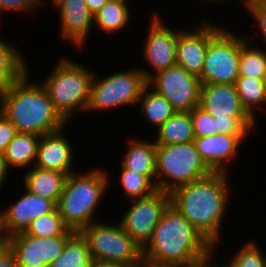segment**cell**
I'll return each mask as SVG.
<instances>
[{"label":"cell","instance_id":"6da1fadb","mask_svg":"<svg viewBox=\"0 0 266 267\" xmlns=\"http://www.w3.org/2000/svg\"><path fill=\"white\" fill-rule=\"evenodd\" d=\"M228 173L213 172L170 193L171 204L216 249L227 211Z\"/></svg>","mask_w":266,"mask_h":267},{"label":"cell","instance_id":"7a4b0ae2","mask_svg":"<svg viewBox=\"0 0 266 267\" xmlns=\"http://www.w3.org/2000/svg\"><path fill=\"white\" fill-rule=\"evenodd\" d=\"M28 76L27 72L0 91V111L20 133L43 136L64 128L68 122L55 109L46 89L39 82H29Z\"/></svg>","mask_w":266,"mask_h":267},{"label":"cell","instance_id":"3957f363","mask_svg":"<svg viewBox=\"0 0 266 267\" xmlns=\"http://www.w3.org/2000/svg\"><path fill=\"white\" fill-rule=\"evenodd\" d=\"M214 246L171 203L164 210L142 256L182 266L207 256Z\"/></svg>","mask_w":266,"mask_h":267},{"label":"cell","instance_id":"277c9868","mask_svg":"<svg viewBox=\"0 0 266 267\" xmlns=\"http://www.w3.org/2000/svg\"><path fill=\"white\" fill-rule=\"evenodd\" d=\"M109 177L106 170L98 167L67 176L57 208L70 230L80 232L97 221L96 209L110 187Z\"/></svg>","mask_w":266,"mask_h":267},{"label":"cell","instance_id":"5b68a950","mask_svg":"<svg viewBox=\"0 0 266 267\" xmlns=\"http://www.w3.org/2000/svg\"><path fill=\"white\" fill-rule=\"evenodd\" d=\"M40 83L59 114L68 122L74 113L87 110L94 72L66 56Z\"/></svg>","mask_w":266,"mask_h":267},{"label":"cell","instance_id":"8992f818","mask_svg":"<svg viewBox=\"0 0 266 267\" xmlns=\"http://www.w3.org/2000/svg\"><path fill=\"white\" fill-rule=\"evenodd\" d=\"M213 171L204 162L193 141L171 145H157L156 189L172 193Z\"/></svg>","mask_w":266,"mask_h":267},{"label":"cell","instance_id":"52a82bcc","mask_svg":"<svg viewBox=\"0 0 266 267\" xmlns=\"http://www.w3.org/2000/svg\"><path fill=\"white\" fill-rule=\"evenodd\" d=\"M90 85V100L87 112L117 109L125 105L138 104L143 88L148 84L140 67L96 79Z\"/></svg>","mask_w":266,"mask_h":267},{"label":"cell","instance_id":"ba28073f","mask_svg":"<svg viewBox=\"0 0 266 267\" xmlns=\"http://www.w3.org/2000/svg\"><path fill=\"white\" fill-rule=\"evenodd\" d=\"M111 225L96 221L80 231L87 240L91 259L136 266L142 257V248L119 222Z\"/></svg>","mask_w":266,"mask_h":267},{"label":"cell","instance_id":"9c48e42d","mask_svg":"<svg viewBox=\"0 0 266 267\" xmlns=\"http://www.w3.org/2000/svg\"><path fill=\"white\" fill-rule=\"evenodd\" d=\"M240 34L222 27L210 38L205 56L202 84H234L239 77Z\"/></svg>","mask_w":266,"mask_h":267},{"label":"cell","instance_id":"30bf717a","mask_svg":"<svg viewBox=\"0 0 266 267\" xmlns=\"http://www.w3.org/2000/svg\"><path fill=\"white\" fill-rule=\"evenodd\" d=\"M147 83L164 96L176 112H190L199 106L202 85L199 77L177 64L157 72Z\"/></svg>","mask_w":266,"mask_h":267},{"label":"cell","instance_id":"8fae6325","mask_svg":"<svg viewBox=\"0 0 266 267\" xmlns=\"http://www.w3.org/2000/svg\"><path fill=\"white\" fill-rule=\"evenodd\" d=\"M130 201H133L132 206L125 211L119 223L143 249L150 241L164 210L171 203V197L169 193L157 189L147 197Z\"/></svg>","mask_w":266,"mask_h":267},{"label":"cell","instance_id":"7c38bea8","mask_svg":"<svg viewBox=\"0 0 266 267\" xmlns=\"http://www.w3.org/2000/svg\"><path fill=\"white\" fill-rule=\"evenodd\" d=\"M158 14L151 16L153 19L150 21L148 36L143 44V58L146 62L148 61L147 65L153 68V72L140 68L147 81L157 72L176 64V43L179 30L174 31L167 26Z\"/></svg>","mask_w":266,"mask_h":267},{"label":"cell","instance_id":"4fadbf2b","mask_svg":"<svg viewBox=\"0 0 266 267\" xmlns=\"http://www.w3.org/2000/svg\"><path fill=\"white\" fill-rule=\"evenodd\" d=\"M70 236L34 237L19 232L6 238L16 256L17 267H49L62 253Z\"/></svg>","mask_w":266,"mask_h":267},{"label":"cell","instance_id":"5bb4252c","mask_svg":"<svg viewBox=\"0 0 266 267\" xmlns=\"http://www.w3.org/2000/svg\"><path fill=\"white\" fill-rule=\"evenodd\" d=\"M204 21L196 29H180L176 43V64L197 77L202 75L210 38L221 28L213 22Z\"/></svg>","mask_w":266,"mask_h":267},{"label":"cell","instance_id":"9a60e30c","mask_svg":"<svg viewBox=\"0 0 266 267\" xmlns=\"http://www.w3.org/2000/svg\"><path fill=\"white\" fill-rule=\"evenodd\" d=\"M16 201L5 210L1 209L2 229L6 238L24 232L32 221L57 208L53 200L35 195L28 190Z\"/></svg>","mask_w":266,"mask_h":267},{"label":"cell","instance_id":"2e32d148","mask_svg":"<svg viewBox=\"0 0 266 267\" xmlns=\"http://www.w3.org/2000/svg\"><path fill=\"white\" fill-rule=\"evenodd\" d=\"M62 128L40 137L34 166L44 170L66 172L73 171L74 150ZM72 167V168H71ZM72 169V170H71Z\"/></svg>","mask_w":266,"mask_h":267},{"label":"cell","instance_id":"e0dca14e","mask_svg":"<svg viewBox=\"0 0 266 267\" xmlns=\"http://www.w3.org/2000/svg\"><path fill=\"white\" fill-rule=\"evenodd\" d=\"M55 7L59 10L61 38L79 49L85 46L94 24L93 14L89 11L86 1L61 0Z\"/></svg>","mask_w":266,"mask_h":267},{"label":"cell","instance_id":"ac0fdd59","mask_svg":"<svg viewBox=\"0 0 266 267\" xmlns=\"http://www.w3.org/2000/svg\"><path fill=\"white\" fill-rule=\"evenodd\" d=\"M199 107L213 117H251L242 107L234 84H202Z\"/></svg>","mask_w":266,"mask_h":267},{"label":"cell","instance_id":"d6986e66","mask_svg":"<svg viewBox=\"0 0 266 267\" xmlns=\"http://www.w3.org/2000/svg\"><path fill=\"white\" fill-rule=\"evenodd\" d=\"M195 146L204 162L213 172L229 173L228 164L233 160L241 146V140L235 135L213 134L195 137Z\"/></svg>","mask_w":266,"mask_h":267},{"label":"cell","instance_id":"ffe728a7","mask_svg":"<svg viewBox=\"0 0 266 267\" xmlns=\"http://www.w3.org/2000/svg\"><path fill=\"white\" fill-rule=\"evenodd\" d=\"M30 169V170H29ZM23 176L25 190L58 204L68 174L33 166Z\"/></svg>","mask_w":266,"mask_h":267},{"label":"cell","instance_id":"44dd1931","mask_svg":"<svg viewBox=\"0 0 266 267\" xmlns=\"http://www.w3.org/2000/svg\"><path fill=\"white\" fill-rule=\"evenodd\" d=\"M129 142L124 158L120 164L125 169H130L145 175L155 185L156 150L157 145L152 140H138Z\"/></svg>","mask_w":266,"mask_h":267},{"label":"cell","instance_id":"7402d4cb","mask_svg":"<svg viewBox=\"0 0 266 267\" xmlns=\"http://www.w3.org/2000/svg\"><path fill=\"white\" fill-rule=\"evenodd\" d=\"M41 136L18 132L7 145L3 158L7 169L33 167ZM32 165V166H31Z\"/></svg>","mask_w":266,"mask_h":267},{"label":"cell","instance_id":"603a6c76","mask_svg":"<svg viewBox=\"0 0 266 267\" xmlns=\"http://www.w3.org/2000/svg\"><path fill=\"white\" fill-rule=\"evenodd\" d=\"M157 130L156 145L188 143L195 139L190 112H175Z\"/></svg>","mask_w":266,"mask_h":267},{"label":"cell","instance_id":"cb8c5ba5","mask_svg":"<svg viewBox=\"0 0 266 267\" xmlns=\"http://www.w3.org/2000/svg\"><path fill=\"white\" fill-rule=\"evenodd\" d=\"M0 37V91L20 80L27 72V62L20 50Z\"/></svg>","mask_w":266,"mask_h":267},{"label":"cell","instance_id":"d4e9b609","mask_svg":"<svg viewBox=\"0 0 266 267\" xmlns=\"http://www.w3.org/2000/svg\"><path fill=\"white\" fill-rule=\"evenodd\" d=\"M127 0H109L93 15V22L106 34H114L125 29L130 20V7Z\"/></svg>","mask_w":266,"mask_h":267},{"label":"cell","instance_id":"484cf974","mask_svg":"<svg viewBox=\"0 0 266 267\" xmlns=\"http://www.w3.org/2000/svg\"><path fill=\"white\" fill-rule=\"evenodd\" d=\"M139 102L141 104L140 113L143 114L148 123L150 122L156 128H159L176 112L170 102L148 84L143 88Z\"/></svg>","mask_w":266,"mask_h":267},{"label":"cell","instance_id":"4316f807","mask_svg":"<svg viewBox=\"0 0 266 267\" xmlns=\"http://www.w3.org/2000/svg\"><path fill=\"white\" fill-rule=\"evenodd\" d=\"M91 256L86 238L75 231L66 241L62 253L49 267H91Z\"/></svg>","mask_w":266,"mask_h":267},{"label":"cell","instance_id":"83f0119b","mask_svg":"<svg viewBox=\"0 0 266 267\" xmlns=\"http://www.w3.org/2000/svg\"><path fill=\"white\" fill-rule=\"evenodd\" d=\"M246 39L241 36L239 77L264 79L266 77V51L261 48L256 49L255 46L252 48L249 39Z\"/></svg>","mask_w":266,"mask_h":267},{"label":"cell","instance_id":"f1b7e54d","mask_svg":"<svg viewBox=\"0 0 266 267\" xmlns=\"http://www.w3.org/2000/svg\"><path fill=\"white\" fill-rule=\"evenodd\" d=\"M242 107L255 119V109L265 105L263 79L238 77L235 83ZM255 112V113H254Z\"/></svg>","mask_w":266,"mask_h":267},{"label":"cell","instance_id":"f546056e","mask_svg":"<svg viewBox=\"0 0 266 267\" xmlns=\"http://www.w3.org/2000/svg\"><path fill=\"white\" fill-rule=\"evenodd\" d=\"M74 232L64 223L58 208L48 214L39 216L24 231L25 234L41 238L71 236Z\"/></svg>","mask_w":266,"mask_h":267},{"label":"cell","instance_id":"4dcf8cb0","mask_svg":"<svg viewBox=\"0 0 266 267\" xmlns=\"http://www.w3.org/2000/svg\"><path fill=\"white\" fill-rule=\"evenodd\" d=\"M119 184L124 190V198L131 200L147 197L157 190L156 186L145 175L125 169L122 165Z\"/></svg>","mask_w":266,"mask_h":267},{"label":"cell","instance_id":"1f68e13d","mask_svg":"<svg viewBox=\"0 0 266 267\" xmlns=\"http://www.w3.org/2000/svg\"><path fill=\"white\" fill-rule=\"evenodd\" d=\"M256 120L252 117H228L227 118H218L215 117V131L218 134H228L235 135L241 141H243L250 130H257Z\"/></svg>","mask_w":266,"mask_h":267},{"label":"cell","instance_id":"d6a6232c","mask_svg":"<svg viewBox=\"0 0 266 267\" xmlns=\"http://www.w3.org/2000/svg\"><path fill=\"white\" fill-rule=\"evenodd\" d=\"M254 241L247 242L224 267H266L264 254ZM264 254V255H263Z\"/></svg>","mask_w":266,"mask_h":267},{"label":"cell","instance_id":"836d02e7","mask_svg":"<svg viewBox=\"0 0 266 267\" xmlns=\"http://www.w3.org/2000/svg\"><path fill=\"white\" fill-rule=\"evenodd\" d=\"M193 122V131L195 137H205L216 134L215 117L197 106L190 111Z\"/></svg>","mask_w":266,"mask_h":267},{"label":"cell","instance_id":"e575fe53","mask_svg":"<svg viewBox=\"0 0 266 267\" xmlns=\"http://www.w3.org/2000/svg\"><path fill=\"white\" fill-rule=\"evenodd\" d=\"M245 9L249 11L252 17L256 20V24L259 26L260 34L265 40L266 44V0H243Z\"/></svg>","mask_w":266,"mask_h":267},{"label":"cell","instance_id":"d590c367","mask_svg":"<svg viewBox=\"0 0 266 267\" xmlns=\"http://www.w3.org/2000/svg\"><path fill=\"white\" fill-rule=\"evenodd\" d=\"M43 3V0H0V12H31Z\"/></svg>","mask_w":266,"mask_h":267},{"label":"cell","instance_id":"8d00e7d4","mask_svg":"<svg viewBox=\"0 0 266 267\" xmlns=\"http://www.w3.org/2000/svg\"><path fill=\"white\" fill-rule=\"evenodd\" d=\"M17 133L15 126L0 111V154L3 155L7 145L13 140Z\"/></svg>","mask_w":266,"mask_h":267},{"label":"cell","instance_id":"74e56055","mask_svg":"<svg viewBox=\"0 0 266 267\" xmlns=\"http://www.w3.org/2000/svg\"><path fill=\"white\" fill-rule=\"evenodd\" d=\"M0 267H17L16 256L8 245L0 251Z\"/></svg>","mask_w":266,"mask_h":267},{"label":"cell","instance_id":"f35d334b","mask_svg":"<svg viewBox=\"0 0 266 267\" xmlns=\"http://www.w3.org/2000/svg\"><path fill=\"white\" fill-rule=\"evenodd\" d=\"M213 255L214 254H213V251H212L207 256H205V257H203L201 259H198L197 261H194L192 263L185 264V265H182V266H178V267H224L223 263L221 265L219 263L216 265L213 261L211 262V260H215V259H213Z\"/></svg>","mask_w":266,"mask_h":267},{"label":"cell","instance_id":"ab89813d","mask_svg":"<svg viewBox=\"0 0 266 267\" xmlns=\"http://www.w3.org/2000/svg\"><path fill=\"white\" fill-rule=\"evenodd\" d=\"M135 267H178V266L171 263H158L142 256L139 263Z\"/></svg>","mask_w":266,"mask_h":267},{"label":"cell","instance_id":"60d3db41","mask_svg":"<svg viewBox=\"0 0 266 267\" xmlns=\"http://www.w3.org/2000/svg\"><path fill=\"white\" fill-rule=\"evenodd\" d=\"M91 267H135V266H127L122 263L105 261V260H92Z\"/></svg>","mask_w":266,"mask_h":267},{"label":"cell","instance_id":"b9f144b4","mask_svg":"<svg viewBox=\"0 0 266 267\" xmlns=\"http://www.w3.org/2000/svg\"><path fill=\"white\" fill-rule=\"evenodd\" d=\"M89 11L94 15L99 11L109 0H85Z\"/></svg>","mask_w":266,"mask_h":267},{"label":"cell","instance_id":"7bdbcfd3","mask_svg":"<svg viewBox=\"0 0 266 267\" xmlns=\"http://www.w3.org/2000/svg\"><path fill=\"white\" fill-rule=\"evenodd\" d=\"M10 171L7 169L3 155L0 154V188L3 187L5 178ZM1 192V191H0Z\"/></svg>","mask_w":266,"mask_h":267},{"label":"cell","instance_id":"ee69618b","mask_svg":"<svg viewBox=\"0 0 266 267\" xmlns=\"http://www.w3.org/2000/svg\"><path fill=\"white\" fill-rule=\"evenodd\" d=\"M0 241H6V237L3 233L2 229V217H1V211H0Z\"/></svg>","mask_w":266,"mask_h":267},{"label":"cell","instance_id":"f6af8a7d","mask_svg":"<svg viewBox=\"0 0 266 267\" xmlns=\"http://www.w3.org/2000/svg\"><path fill=\"white\" fill-rule=\"evenodd\" d=\"M203 1H204V2L206 1V3H207V2H208V3H209V2H212V3H215V2H216V3H218V2H220V1H221V2L224 1V3H225V2H227L228 0H227V1H226V0H203Z\"/></svg>","mask_w":266,"mask_h":267},{"label":"cell","instance_id":"bcb514c9","mask_svg":"<svg viewBox=\"0 0 266 267\" xmlns=\"http://www.w3.org/2000/svg\"><path fill=\"white\" fill-rule=\"evenodd\" d=\"M264 83V96H265V105H266V77L263 79Z\"/></svg>","mask_w":266,"mask_h":267},{"label":"cell","instance_id":"7dc6e473","mask_svg":"<svg viewBox=\"0 0 266 267\" xmlns=\"http://www.w3.org/2000/svg\"><path fill=\"white\" fill-rule=\"evenodd\" d=\"M7 245L6 241H0V251Z\"/></svg>","mask_w":266,"mask_h":267},{"label":"cell","instance_id":"c3c4849f","mask_svg":"<svg viewBox=\"0 0 266 267\" xmlns=\"http://www.w3.org/2000/svg\"><path fill=\"white\" fill-rule=\"evenodd\" d=\"M52 3H54V6L57 5L61 0H50Z\"/></svg>","mask_w":266,"mask_h":267}]
</instances>
